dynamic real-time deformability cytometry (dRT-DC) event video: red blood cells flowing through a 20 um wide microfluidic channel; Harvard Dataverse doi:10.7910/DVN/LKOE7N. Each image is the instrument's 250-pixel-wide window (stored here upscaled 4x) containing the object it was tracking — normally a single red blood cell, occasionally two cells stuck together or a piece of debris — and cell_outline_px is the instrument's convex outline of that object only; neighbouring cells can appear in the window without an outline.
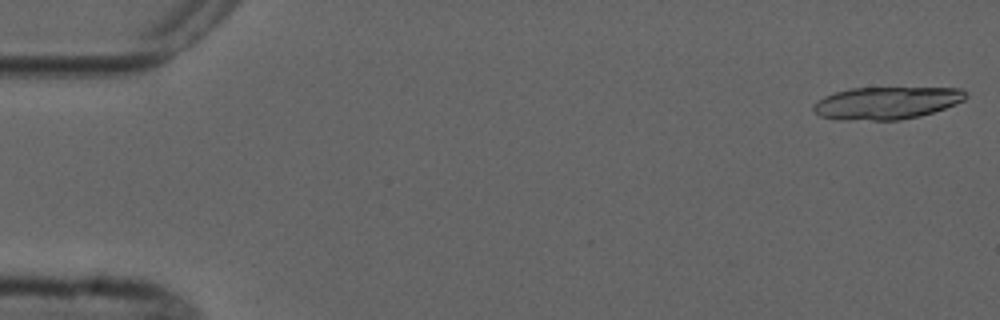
{"species": "common noctule bat (a hibernating species)", "species_latin": "Nyctalus noctula", "temperature_condition": "cold", "stored_images_in_passage": 5, "camera_frame_rate_fps": 3000, "um_per_image_px": 0.085, "animal": {"sex": "male", "forearm_length_mm": 52.5}, "frame": {"image": 1, "passage_image": 1, "time_ms": 0.0, "image_size_px": [1000, 320], "cell_outline_px": [[968, 96], [964, 100], [956, 104], [920, 116], [900, 120], [836, 120], [820, 116], [812, 108], [812, 104], [816, 100], [824, 96], [836, 92], [852, 88], [960, 88], [968, 92]], "centroid_in_image_um": [75.33, 8.76], "position_along_channel_um": 9.7, "area_um2": 28.96}}